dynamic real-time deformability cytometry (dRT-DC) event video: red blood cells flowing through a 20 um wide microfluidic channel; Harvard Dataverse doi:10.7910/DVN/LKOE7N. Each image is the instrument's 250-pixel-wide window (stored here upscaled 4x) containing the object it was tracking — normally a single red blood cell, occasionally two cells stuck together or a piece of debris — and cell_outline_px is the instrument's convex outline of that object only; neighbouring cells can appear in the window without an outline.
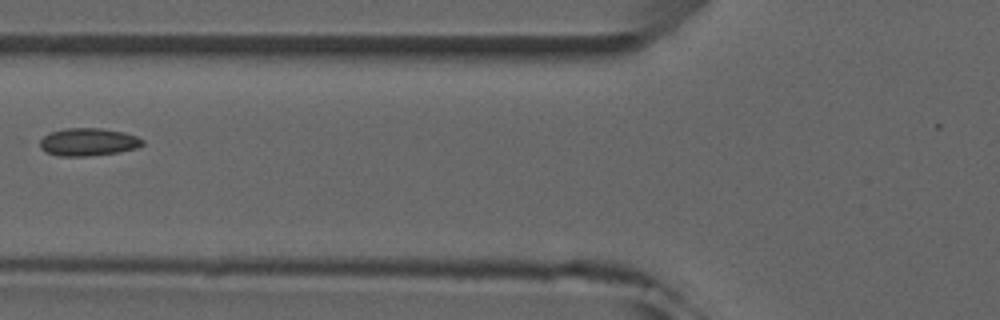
{"species": "common noctule bat (a hibernating species)", "species_latin": "Nyctalus noctula", "temperature_condition": "room temperature", "stored_images_in_passage": 4, "camera_frame_rate_fps": 3000, "um_per_image_px": 0.085, "animal": {"sex": "male", "forearm_length_mm": 52.5}, "frame": {"image": 1, "passage_image": 4, "time_ms": 3.333, "image_size_px": [1000, 320], "cell_outline_px": [[144, 144], [136, 148], [116, 152], [88, 156], [56, 156], [44, 152], [40, 148], [40, 140], [44, 136], [52, 132], [64, 128], [100, 128], [124, 132], [136, 136], [144, 140]], "centroid_in_image_um": [7.47, 12.07], "position_along_channel_um": 118.3, "area_um2": 16.59}}